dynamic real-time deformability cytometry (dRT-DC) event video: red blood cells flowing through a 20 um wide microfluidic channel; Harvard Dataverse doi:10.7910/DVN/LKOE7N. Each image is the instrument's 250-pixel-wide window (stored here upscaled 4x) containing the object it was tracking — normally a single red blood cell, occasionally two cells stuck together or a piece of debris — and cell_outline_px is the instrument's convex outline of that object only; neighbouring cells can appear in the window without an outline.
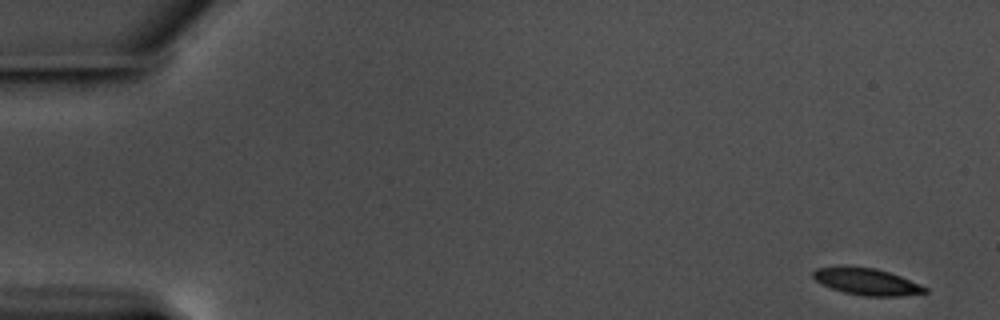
{"species": "common noctule bat (a hibernating species)", "species_latin": "Nyctalus noctula", "temperature_condition": "warm", "stored_images_in_passage": 57, "camera_frame_rate_fps": 3000, "um_per_image_px": 0.085, "animal": {"sex": "male", "body_mass_g": 17.5, "forearm_length_mm": 52.3}, "frame": {"image": 1, "passage_image": 1, "time_ms": 0.0, "image_size_px": [1000, 320], "cell_outline_px": [[928, 292], [900, 296], [864, 296], [844, 292], [832, 288], [816, 280], [812, 276], [812, 272], [816, 268], [844, 264], [876, 268], [900, 276], [920, 284], [928, 288]], "centroid_in_image_um": [73.64, 23.9], "position_along_channel_um": 11.4, "area_um2": 17.69}}
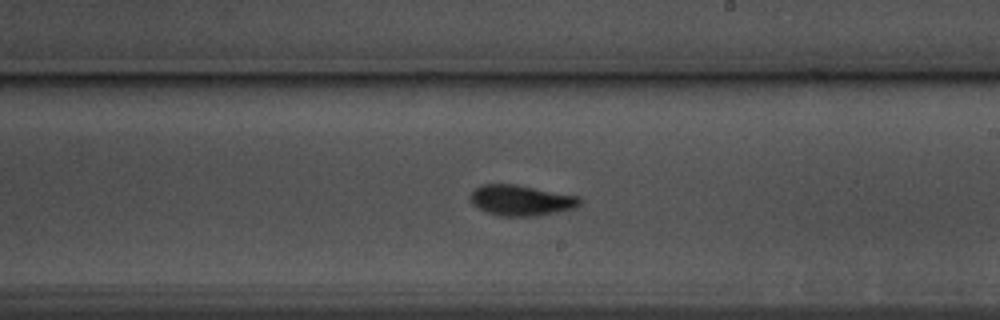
{"frame": {"image": 2, "passage_image": 33, "time_ms": 10.667, "image_size_px": [1000, 320], "cell_outline_px": [[580, 204], [576, 208], [536, 216], [500, 216], [488, 212], [472, 204], [468, 196], [476, 188], [484, 184], [516, 184], [580, 196]], "centroid_in_image_um": [44.3, 17.02], "position_along_channel_um": 244.7, "area_um2": 19.54}}
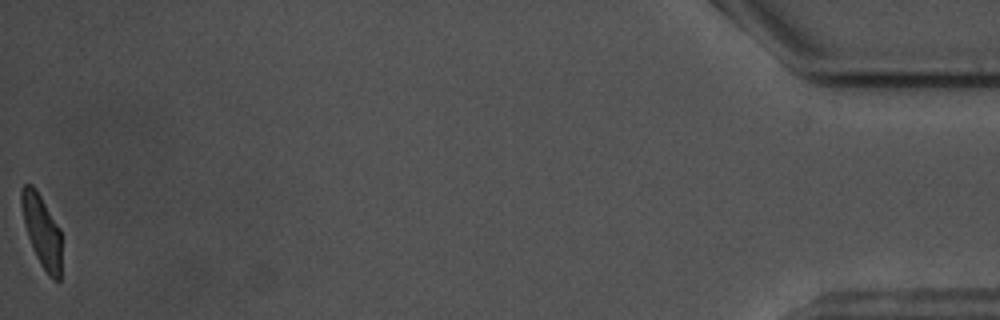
{"frame": {"image": 3, "passage_image": 57, "time_ms": 18.667, "image_size_px": [1000, 320], "cell_outline_px": [[60, 280], [52, 280], [48, 276], [40, 264], [36, 256], [28, 236], [24, 224], [20, 204], [20, 188], [24, 184], [32, 184], [36, 188], [60, 228]], "centroid_in_image_um": [3.52, 19.59], "position_along_channel_um": 431.7, "area_um2": 16.94}, "authors_computed_cell_mechanics": {"area_um2": 18.6116, "velocity_mm_per_s": 3.5385, "shape_relaxation_time_tau1_ms": 3.9534, "shape_relaxation_time_tau2_ms": 2.0288, "deformation_change_tau1": 0.1536, "deformation_change_tau2": 0.0787}}